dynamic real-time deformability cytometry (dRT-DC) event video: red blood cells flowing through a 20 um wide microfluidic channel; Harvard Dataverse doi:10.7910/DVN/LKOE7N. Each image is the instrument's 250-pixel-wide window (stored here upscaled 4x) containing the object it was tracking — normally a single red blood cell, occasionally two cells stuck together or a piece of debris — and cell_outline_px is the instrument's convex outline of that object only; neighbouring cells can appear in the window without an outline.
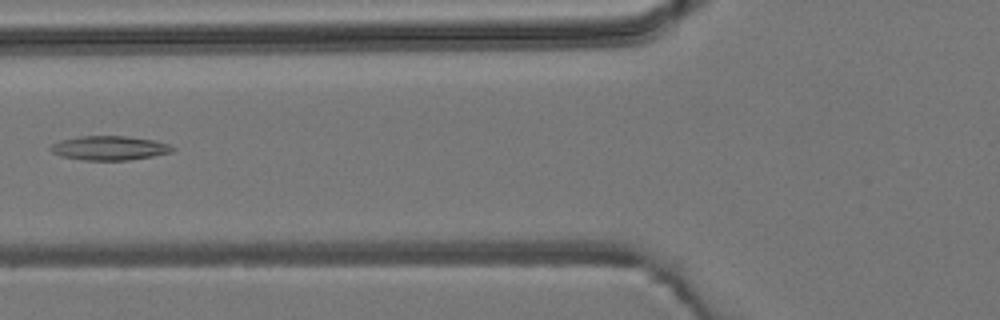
{"species": "common noctule bat (a hibernating species)", "species_latin": "Nyctalus noctula", "temperature_condition": "room temperature", "stored_images_in_passage": 8, "camera_frame_rate_fps": 3000, "um_per_image_px": 0.085, "animal": {"sex": "male", "body_mass_g": 19.2, "forearm_length_mm": 51.8}, "frame": {"image": 1, "passage_image": 6, "time_ms": 6.333, "image_size_px": [1000, 320], "cell_outline_px": [[176, 148], [172, 152], [152, 156], [128, 160], [84, 160], [60, 156], [52, 152], [48, 148], [52, 144], [60, 140], [80, 136], [124, 136], [152, 140], [168, 144]], "centroid_in_image_um": [9.27, 12.58], "position_along_channel_um": 116.5, "area_um2": 17.11}}
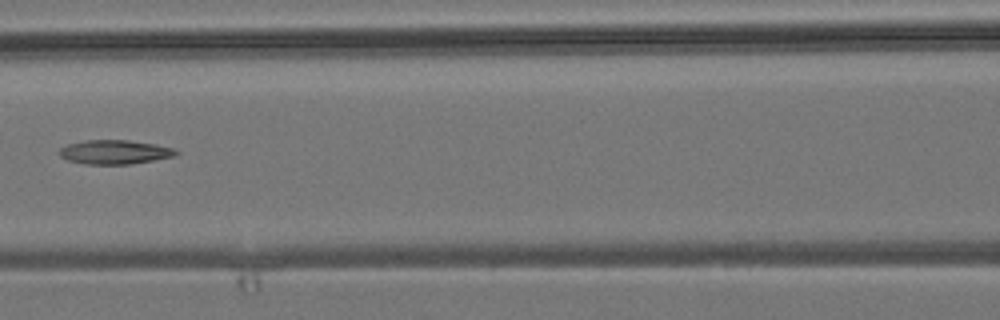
{"frame": {"image": 2, "passage_image": 7, "time_ms": 7.333, "image_size_px": [1000, 320], "cell_outline_px": [[180, 152], [176, 156], [128, 164], [84, 164], [68, 160], [60, 156], [60, 148], [68, 144], [88, 140], [128, 140], [156, 144], [172, 148]], "centroid_in_image_um": [9.76, 12.92], "position_along_channel_um": 156.8, "area_um2": 16.24}}
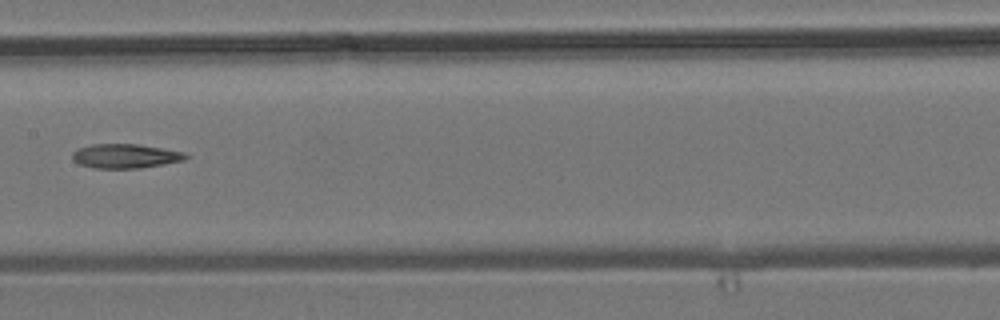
{"frame": {"image": 3, "passage_image": 8, "time_ms": 8.333, "image_size_px": [1000, 320], "cell_outline_px": [[188, 156], [184, 160], [164, 164], [140, 168], [92, 168], [80, 164], [72, 160], [72, 152], [76, 148], [92, 144], [140, 144], [184, 152]], "centroid_in_image_um": [10.61, 13.26], "position_along_channel_um": 196.8, "area_um2": 16.13}}